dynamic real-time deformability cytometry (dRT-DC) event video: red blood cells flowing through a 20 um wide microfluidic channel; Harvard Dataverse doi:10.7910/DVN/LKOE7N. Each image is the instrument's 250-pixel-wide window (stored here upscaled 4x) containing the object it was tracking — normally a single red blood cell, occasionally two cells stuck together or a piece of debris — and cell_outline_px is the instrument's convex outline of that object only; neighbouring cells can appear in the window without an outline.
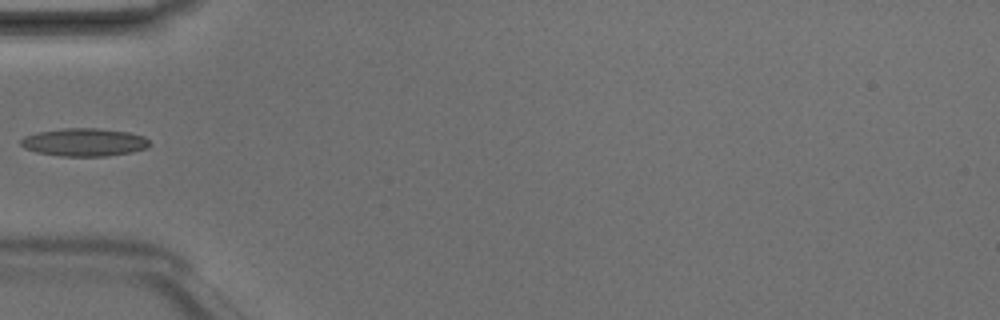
{"species": "Egyptian fruit bat (a non-hibernating species)", "species_latin": "Rousettus aegyptiacus", "temperature_condition": "room temperature", "stored_images_in_passage": 4, "camera_frame_rate_fps": 3000, "um_per_image_px": 0.085, "animal": {"sex": "male"}, "frame": {"image": 1, "passage_image": 4, "time_ms": 1.0, "image_size_px": [1000, 320], "cell_outline_px": [[148, 148], [132, 152], [104, 156], [60, 156], [36, 152], [24, 148], [20, 144], [20, 140], [24, 136], [36, 132], [64, 128], [100, 128], [128, 132], [144, 136], [148, 140]], "centroid_in_image_um": [7.13, 12.08], "position_along_channel_um": 77.9, "area_um2": 21.04}}